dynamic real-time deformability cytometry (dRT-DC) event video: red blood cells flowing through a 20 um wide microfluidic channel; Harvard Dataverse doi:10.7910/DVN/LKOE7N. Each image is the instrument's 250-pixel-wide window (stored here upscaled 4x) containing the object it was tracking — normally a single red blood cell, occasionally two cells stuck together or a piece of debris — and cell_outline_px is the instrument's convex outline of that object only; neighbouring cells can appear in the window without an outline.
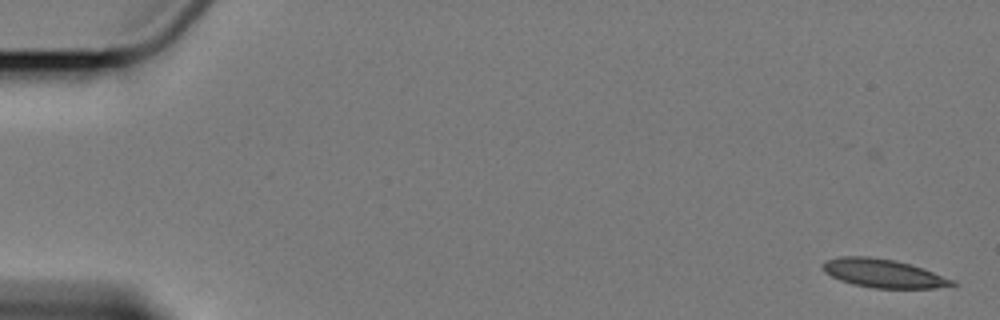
{"species": "Egyptian fruit bat (a non-hibernating species)", "species_latin": "Rousettus aegyptiacus", "temperature_condition": "cold", "stored_images_in_passage": 8, "segment_of_instrument_passage": [1, 2], "camera_frame_rate_fps": 3000, "um_per_image_px": 0.085, "animal": {"sex": "female"}, "frame": {"image": 1, "passage_image": 2, "time_ms": 1.0, "image_size_px": [1000, 320], "cell_outline_px": [[956, 284], [936, 288], [872, 288], [852, 284], [840, 280], [824, 272], [824, 264], [828, 260], [840, 256], [868, 256], [896, 260], [924, 268], [956, 280]], "centroid_in_image_um": [75.13, 23.23], "position_along_channel_um": 9.9, "area_um2": 21.5}}
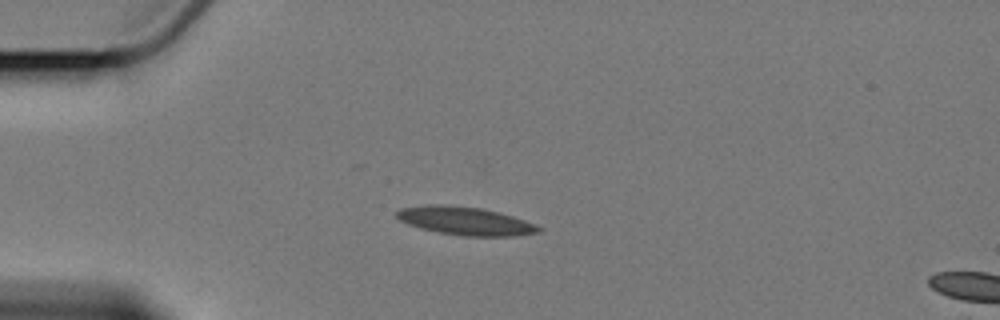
{"frame": {"image": 2, "passage_image": 6, "time_ms": 5.667, "image_size_px": [1000, 320], "cell_outline_px": [[540, 232], [516, 236], [464, 236], [440, 232], [420, 228], [408, 224], [400, 220], [396, 216], [396, 212], [400, 208], [424, 204], [444, 204], [480, 208], [512, 216], [524, 220], [540, 228]], "centroid_in_image_um": [39.49, 18.77], "position_along_channel_um": 45.5, "area_um2": 23.12}}